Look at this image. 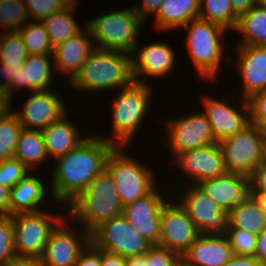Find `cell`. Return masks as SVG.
<instances>
[{
    "mask_svg": "<svg viewBox=\"0 0 266 266\" xmlns=\"http://www.w3.org/2000/svg\"><path fill=\"white\" fill-rule=\"evenodd\" d=\"M200 0H165L155 15L158 30L182 29L193 19L199 18Z\"/></svg>",
    "mask_w": 266,
    "mask_h": 266,
    "instance_id": "obj_27",
    "label": "cell"
},
{
    "mask_svg": "<svg viewBox=\"0 0 266 266\" xmlns=\"http://www.w3.org/2000/svg\"><path fill=\"white\" fill-rule=\"evenodd\" d=\"M266 266V229L257 234V245L254 256Z\"/></svg>",
    "mask_w": 266,
    "mask_h": 266,
    "instance_id": "obj_49",
    "label": "cell"
},
{
    "mask_svg": "<svg viewBox=\"0 0 266 266\" xmlns=\"http://www.w3.org/2000/svg\"><path fill=\"white\" fill-rule=\"evenodd\" d=\"M155 187L149 194L123 207V216L129 224L152 245L160 241L161 214L168 201ZM164 196V197H163Z\"/></svg>",
    "mask_w": 266,
    "mask_h": 266,
    "instance_id": "obj_17",
    "label": "cell"
},
{
    "mask_svg": "<svg viewBox=\"0 0 266 266\" xmlns=\"http://www.w3.org/2000/svg\"><path fill=\"white\" fill-rule=\"evenodd\" d=\"M95 49L88 27L53 47V67L57 72L70 75L71 82L81 71L82 65Z\"/></svg>",
    "mask_w": 266,
    "mask_h": 266,
    "instance_id": "obj_22",
    "label": "cell"
},
{
    "mask_svg": "<svg viewBox=\"0 0 266 266\" xmlns=\"http://www.w3.org/2000/svg\"><path fill=\"white\" fill-rule=\"evenodd\" d=\"M90 242L99 250L125 258L144 255L152 246L123 215L97 226L90 233Z\"/></svg>",
    "mask_w": 266,
    "mask_h": 266,
    "instance_id": "obj_10",
    "label": "cell"
},
{
    "mask_svg": "<svg viewBox=\"0 0 266 266\" xmlns=\"http://www.w3.org/2000/svg\"><path fill=\"white\" fill-rule=\"evenodd\" d=\"M179 170L185 174L192 185L217 178L227 173L223 152L219 143L183 152L173 160Z\"/></svg>",
    "mask_w": 266,
    "mask_h": 266,
    "instance_id": "obj_18",
    "label": "cell"
},
{
    "mask_svg": "<svg viewBox=\"0 0 266 266\" xmlns=\"http://www.w3.org/2000/svg\"><path fill=\"white\" fill-rule=\"evenodd\" d=\"M65 114L61 119L52 122L42 130L49 159H57L77 147L87 138L78 131L77 125L69 121ZM81 134V135H80Z\"/></svg>",
    "mask_w": 266,
    "mask_h": 266,
    "instance_id": "obj_25",
    "label": "cell"
},
{
    "mask_svg": "<svg viewBox=\"0 0 266 266\" xmlns=\"http://www.w3.org/2000/svg\"><path fill=\"white\" fill-rule=\"evenodd\" d=\"M52 58V61H51ZM53 55L44 54H28L20 68L11 77L8 88L3 93V96L11 103L13 92L16 89L26 88L30 93L35 91H48L53 84ZM50 84V85H49Z\"/></svg>",
    "mask_w": 266,
    "mask_h": 266,
    "instance_id": "obj_20",
    "label": "cell"
},
{
    "mask_svg": "<svg viewBox=\"0 0 266 266\" xmlns=\"http://www.w3.org/2000/svg\"><path fill=\"white\" fill-rule=\"evenodd\" d=\"M138 47L137 44L131 54L135 81L145 84L147 77L158 79L168 77V74L173 72L176 52L168 42H153L141 46L142 48Z\"/></svg>",
    "mask_w": 266,
    "mask_h": 266,
    "instance_id": "obj_19",
    "label": "cell"
},
{
    "mask_svg": "<svg viewBox=\"0 0 266 266\" xmlns=\"http://www.w3.org/2000/svg\"><path fill=\"white\" fill-rule=\"evenodd\" d=\"M24 0H0V28L18 31L30 21Z\"/></svg>",
    "mask_w": 266,
    "mask_h": 266,
    "instance_id": "obj_36",
    "label": "cell"
},
{
    "mask_svg": "<svg viewBox=\"0 0 266 266\" xmlns=\"http://www.w3.org/2000/svg\"><path fill=\"white\" fill-rule=\"evenodd\" d=\"M43 181L30 173L10 189V215L38 212L45 202L46 190ZM39 206V207H38Z\"/></svg>",
    "mask_w": 266,
    "mask_h": 266,
    "instance_id": "obj_26",
    "label": "cell"
},
{
    "mask_svg": "<svg viewBox=\"0 0 266 266\" xmlns=\"http://www.w3.org/2000/svg\"><path fill=\"white\" fill-rule=\"evenodd\" d=\"M101 266H126V258L101 250Z\"/></svg>",
    "mask_w": 266,
    "mask_h": 266,
    "instance_id": "obj_50",
    "label": "cell"
},
{
    "mask_svg": "<svg viewBox=\"0 0 266 266\" xmlns=\"http://www.w3.org/2000/svg\"><path fill=\"white\" fill-rule=\"evenodd\" d=\"M68 227V229H67ZM72 231L66 218L50 235L40 257L44 266H74L81 252L90 243V233L82 228Z\"/></svg>",
    "mask_w": 266,
    "mask_h": 266,
    "instance_id": "obj_15",
    "label": "cell"
},
{
    "mask_svg": "<svg viewBox=\"0 0 266 266\" xmlns=\"http://www.w3.org/2000/svg\"><path fill=\"white\" fill-rule=\"evenodd\" d=\"M0 266H44L38 257H16Z\"/></svg>",
    "mask_w": 266,
    "mask_h": 266,
    "instance_id": "obj_51",
    "label": "cell"
},
{
    "mask_svg": "<svg viewBox=\"0 0 266 266\" xmlns=\"http://www.w3.org/2000/svg\"><path fill=\"white\" fill-rule=\"evenodd\" d=\"M237 68L242 82V98L266 90V46H237Z\"/></svg>",
    "mask_w": 266,
    "mask_h": 266,
    "instance_id": "obj_21",
    "label": "cell"
},
{
    "mask_svg": "<svg viewBox=\"0 0 266 266\" xmlns=\"http://www.w3.org/2000/svg\"><path fill=\"white\" fill-rule=\"evenodd\" d=\"M126 266H146L145 254L126 258Z\"/></svg>",
    "mask_w": 266,
    "mask_h": 266,
    "instance_id": "obj_53",
    "label": "cell"
},
{
    "mask_svg": "<svg viewBox=\"0 0 266 266\" xmlns=\"http://www.w3.org/2000/svg\"><path fill=\"white\" fill-rule=\"evenodd\" d=\"M134 80L131 54L95 48L68 85L82 92H104L125 87Z\"/></svg>",
    "mask_w": 266,
    "mask_h": 266,
    "instance_id": "obj_2",
    "label": "cell"
},
{
    "mask_svg": "<svg viewBox=\"0 0 266 266\" xmlns=\"http://www.w3.org/2000/svg\"><path fill=\"white\" fill-rule=\"evenodd\" d=\"M178 266H186L182 261Z\"/></svg>",
    "mask_w": 266,
    "mask_h": 266,
    "instance_id": "obj_57",
    "label": "cell"
},
{
    "mask_svg": "<svg viewBox=\"0 0 266 266\" xmlns=\"http://www.w3.org/2000/svg\"><path fill=\"white\" fill-rule=\"evenodd\" d=\"M73 0H24L29 18L41 21L52 13L63 10Z\"/></svg>",
    "mask_w": 266,
    "mask_h": 266,
    "instance_id": "obj_40",
    "label": "cell"
},
{
    "mask_svg": "<svg viewBox=\"0 0 266 266\" xmlns=\"http://www.w3.org/2000/svg\"><path fill=\"white\" fill-rule=\"evenodd\" d=\"M53 214L40 210L11 215L14 224V248L18 257L42 256L50 235L65 219L61 214Z\"/></svg>",
    "mask_w": 266,
    "mask_h": 266,
    "instance_id": "obj_9",
    "label": "cell"
},
{
    "mask_svg": "<svg viewBox=\"0 0 266 266\" xmlns=\"http://www.w3.org/2000/svg\"><path fill=\"white\" fill-rule=\"evenodd\" d=\"M224 266H265V265L262 262L258 261L255 257L233 255V257Z\"/></svg>",
    "mask_w": 266,
    "mask_h": 266,
    "instance_id": "obj_47",
    "label": "cell"
},
{
    "mask_svg": "<svg viewBox=\"0 0 266 266\" xmlns=\"http://www.w3.org/2000/svg\"><path fill=\"white\" fill-rule=\"evenodd\" d=\"M182 28L187 30L186 49L199 75L202 79L214 81L220 73L225 44L222 40L228 30L200 18L191 20Z\"/></svg>",
    "mask_w": 266,
    "mask_h": 266,
    "instance_id": "obj_6",
    "label": "cell"
},
{
    "mask_svg": "<svg viewBox=\"0 0 266 266\" xmlns=\"http://www.w3.org/2000/svg\"><path fill=\"white\" fill-rule=\"evenodd\" d=\"M0 214L10 215V189L0 183Z\"/></svg>",
    "mask_w": 266,
    "mask_h": 266,
    "instance_id": "obj_52",
    "label": "cell"
},
{
    "mask_svg": "<svg viewBox=\"0 0 266 266\" xmlns=\"http://www.w3.org/2000/svg\"><path fill=\"white\" fill-rule=\"evenodd\" d=\"M68 214L88 233L101 223L123 214L114 179L105 168L68 206Z\"/></svg>",
    "mask_w": 266,
    "mask_h": 266,
    "instance_id": "obj_3",
    "label": "cell"
},
{
    "mask_svg": "<svg viewBox=\"0 0 266 266\" xmlns=\"http://www.w3.org/2000/svg\"><path fill=\"white\" fill-rule=\"evenodd\" d=\"M233 31L242 37L237 46H266V5L260 1L239 16Z\"/></svg>",
    "mask_w": 266,
    "mask_h": 266,
    "instance_id": "obj_28",
    "label": "cell"
},
{
    "mask_svg": "<svg viewBox=\"0 0 266 266\" xmlns=\"http://www.w3.org/2000/svg\"><path fill=\"white\" fill-rule=\"evenodd\" d=\"M250 196L257 202L259 209L266 217V194L250 193Z\"/></svg>",
    "mask_w": 266,
    "mask_h": 266,
    "instance_id": "obj_54",
    "label": "cell"
},
{
    "mask_svg": "<svg viewBox=\"0 0 266 266\" xmlns=\"http://www.w3.org/2000/svg\"><path fill=\"white\" fill-rule=\"evenodd\" d=\"M106 136L89 133L77 147L56 159L50 195L51 201L67 206L106 168L108 155L115 145ZM67 205V206H66Z\"/></svg>",
    "mask_w": 266,
    "mask_h": 266,
    "instance_id": "obj_1",
    "label": "cell"
},
{
    "mask_svg": "<svg viewBox=\"0 0 266 266\" xmlns=\"http://www.w3.org/2000/svg\"><path fill=\"white\" fill-rule=\"evenodd\" d=\"M264 131L251 122L219 145L227 172L251 177L264 161Z\"/></svg>",
    "mask_w": 266,
    "mask_h": 266,
    "instance_id": "obj_8",
    "label": "cell"
},
{
    "mask_svg": "<svg viewBox=\"0 0 266 266\" xmlns=\"http://www.w3.org/2000/svg\"><path fill=\"white\" fill-rule=\"evenodd\" d=\"M261 0H230L233 12L239 17L248 12L253 6Z\"/></svg>",
    "mask_w": 266,
    "mask_h": 266,
    "instance_id": "obj_48",
    "label": "cell"
},
{
    "mask_svg": "<svg viewBox=\"0 0 266 266\" xmlns=\"http://www.w3.org/2000/svg\"><path fill=\"white\" fill-rule=\"evenodd\" d=\"M226 99L218 100L208 94L201 99L204 107L202 112L206 115L215 141L218 143L238 133L250 123L248 101L241 97L239 101L241 106L238 108L232 103L229 104Z\"/></svg>",
    "mask_w": 266,
    "mask_h": 266,
    "instance_id": "obj_14",
    "label": "cell"
},
{
    "mask_svg": "<svg viewBox=\"0 0 266 266\" xmlns=\"http://www.w3.org/2000/svg\"><path fill=\"white\" fill-rule=\"evenodd\" d=\"M169 199L161 214L159 246L178 253L181 257L200 236L199 229L186 210L176 200Z\"/></svg>",
    "mask_w": 266,
    "mask_h": 266,
    "instance_id": "obj_13",
    "label": "cell"
},
{
    "mask_svg": "<svg viewBox=\"0 0 266 266\" xmlns=\"http://www.w3.org/2000/svg\"><path fill=\"white\" fill-rule=\"evenodd\" d=\"M234 255L255 256L257 234L241 229H228L225 233Z\"/></svg>",
    "mask_w": 266,
    "mask_h": 266,
    "instance_id": "obj_37",
    "label": "cell"
},
{
    "mask_svg": "<svg viewBox=\"0 0 266 266\" xmlns=\"http://www.w3.org/2000/svg\"><path fill=\"white\" fill-rule=\"evenodd\" d=\"M74 266H101V250L90 242L79 255Z\"/></svg>",
    "mask_w": 266,
    "mask_h": 266,
    "instance_id": "obj_43",
    "label": "cell"
},
{
    "mask_svg": "<svg viewBox=\"0 0 266 266\" xmlns=\"http://www.w3.org/2000/svg\"><path fill=\"white\" fill-rule=\"evenodd\" d=\"M18 31L23 38L28 54H53V46L41 21H28Z\"/></svg>",
    "mask_w": 266,
    "mask_h": 266,
    "instance_id": "obj_33",
    "label": "cell"
},
{
    "mask_svg": "<svg viewBox=\"0 0 266 266\" xmlns=\"http://www.w3.org/2000/svg\"><path fill=\"white\" fill-rule=\"evenodd\" d=\"M143 22L132 6L90 18L85 24L95 48L132 54L138 44Z\"/></svg>",
    "mask_w": 266,
    "mask_h": 266,
    "instance_id": "obj_5",
    "label": "cell"
},
{
    "mask_svg": "<svg viewBox=\"0 0 266 266\" xmlns=\"http://www.w3.org/2000/svg\"><path fill=\"white\" fill-rule=\"evenodd\" d=\"M264 162H266V138L264 139Z\"/></svg>",
    "mask_w": 266,
    "mask_h": 266,
    "instance_id": "obj_56",
    "label": "cell"
},
{
    "mask_svg": "<svg viewBox=\"0 0 266 266\" xmlns=\"http://www.w3.org/2000/svg\"><path fill=\"white\" fill-rule=\"evenodd\" d=\"M264 131V134H265V138H266V128L263 130Z\"/></svg>",
    "mask_w": 266,
    "mask_h": 266,
    "instance_id": "obj_58",
    "label": "cell"
},
{
    "mask_svg": "<svg viewBox=\"0 0 266 266\" xmlns=\"http://www.w3.org/2000/svg\"><path fill=\"white\" fill-rule=\"evenodd\" d=\"M11 103L0 93V118L10 110Z\"/></svg>",
    "mask_w": 266,
    "mask_h": 266,
    "instance_id": "obj_55",
    "label": "cell"
},
{
    "mask_svg": "<svg viewBox=\"0 0 266 266\" xmlns=\"http://www.w3.org/2000/svg\"><path fill=\"white\" fill-rule=\"evenodd\" d=\"M250 193L266 194V162L258 166L250 177Z\"/></svg>",
    "mask_w": 266,
    "mask_h": 266,
    "instance_id": "obj_44",
    "label": "cell"
},
{
    "mask_svg": "<svg viewBox=\"0 0 266 266\" xmlns=\"http://www.w3.org/2000/svg\"><path fill=\"white\" fill-rule=\"evenodd\" d=\"M163 1L165 0H142L141 4L134 6L133 9L145 20L148 14L151 16L152 14L156 15L158 13Z\"/></svg>",
    "mask_w": 266,
    "mask_h": 266,
    "instance_id": "obj_45",
    "label": "cell"
},
{
    "mask_svg": "<svg viewBox=\"0 0 266 266\" xmlns=\"http://www.w3.org/2000/svg\"><path fill=\"white\" fill-rule=\"evenodd\" d=\"M150 84L133 81L119 88V93L112 100V134L107 141L115 146H128L142 127L143 120L148 115L150 100L153 95ZM152 93V94H151ZM141 126V127H140Z\"/></svg>",
    "mask_w": 266,
    "mask_h": 266,
    "instance_id": "obj_4",
    "label": "cell"
},
{
    "mask_svg": "<svg viewBox=\"0 0 266 266\" xmlns=\"http://www.w3.org/2000/svg\"><path fill=\"white\" fill-rule=\"evenodd\" d=\"M233 255L225 234H200L181 260L186 266H224Z\"/></svg>",
    "mask_w": 266,
    "mask_h": 266,
    "instance_id": "obj_24",
    "label": "cell"
},
{
    "mask_svg": "<svg viewBox=\"0 0 266 266\" xmlns=\"http://www.w3.org/2000/svg\"><path fill=\"white\" fill-rule=\"evenodd\" d=\"M126 146H115L106 161V169L112 175L120 201L124 206L149 194L157 185L154 171L125 154Z\"/></svg>",
    "mask_w": 266,
    "mask_h": 266,
    "instance_id": "obj_7",
    "label": "cell"
},
{
    "mask_svg": "<svg viewBox=\"0 0 266 266\" xmlns=\"http://www.w3.org/2000/svg\"><path fill=\"white\" fill-rule=\"evenodd\" d=\"M164 125L167 127V135L169 148L175 158L177 155L203 147L215 141L211 130V125L207 120L206 115L201 112H192L183 117L171 118Z\"/></svg>",
    "mask_w": 266,
    "mask_h": 266,
    "instance_id": "obj_11",
    "label": "cell"
},
{
    "mask_svg": "<svg viewBox=\"0 0 266 266\" xmlns=\"http://www.w3.org/2000/svg\"><path fill=\"white\" fill-rule=\"evenodd\" d=\"M247 101L250 122L264 130L266 128V90L253 94Z\"/></svg>",
    "mask_w": 266,
    "mask_h": 266,
    "instance_id": "obj_42",
    "label": "cell"
},
{
    "mask_svg": "<svg viewBox=\"0 0 266 266\" xmlns=\"http://www.w3.org/2000/svg\"><path fill=\"white\" fill-rule=\"evenodd\" d=\"M145 256L146 266H178L182 261L178 253L159 245H152Z\"/></svg>",
    "mask_w": 266,
    "mask_h": 266,
    "instance_id": "obj_41",
    "label": "cell"
},
{
    "mask_svg": "<svg viewBox=\"0 0 266 266\" xmlns=\"http://www.w3.org/2000/svg\"><path fill=\"white\" fill-rule=\"evenodd\" d=\"M14 157L30 171L34 169L36 171L40 164L48 161L49 157L42 131L23 129L17 142Z\"/></svg>",
    "mask_w": 266,
    "mask_h": 266,
    "instance_id": "obj_30",
    "label": "cell"
},
{
    "mask_svg": "<svg viewBox=\"0 0 266 266\" xmlns=\"http://www.w3.org/2000/svg\"><path fill=\"white\" fill-rule=\"evenodd\" d=\"M78 4V0H73L63 10L52 13L50 16L41 20L53 47L65 42L85 27L86 24L79 26L74 19V13H76L75 10Z\"/></svg>",
    "mask_w": 266,
    "mask_h": 266,
    "instance_id": "obj_29",
    "label": "cell"
},
{
    "mask_svg": "<svg viewBox=\"0 0 266 266\" xmlns=\"http://www.w3.org/2000/svg\"><path fill=\"white\" fill-rule=\"evenodd\" d=\"M197 186L222 210L228 213L250 195V178L227 172L214 179L202 181Z\"/></svg>",
    "mask_w": 266,
    "mask_h": 266,
    "instance_id": "obj_23",
    "label": "cell"
},
{
    "mask_svg": "<svg viewBox=\"0 0 266 266\" xmlns=\"http://www.w3.org/2000/svg\"><path fill=\"white\" fill-rule=\"evenodd\" d=\"M184 196L178 199L200 234L224 235L228 230V212L222 210L197 185L186 184Z\"/></svg>",
    "mask_w": 266,
    "mask_h": 266,
    "instance_id": "obj_12",
    "label": "cell"
},
{
    "mask_svg": "<svg viewBox=\"0 0 266 266\" xmlns=\"http://www.w3.org/2000/svg\"><path fill=\"white\" fill-rule=\"evenodd\" d=\"M1 35L0 62L12 67H22L28 52L20 32L3 31Z\"/></svg>",
    "mask_w": 266,
    "mask_h": 266,
    "instance_id": "obj_35",
    "label": "cell"
},
{
    "mask_svg": "<svg viewBox=\"0 0 266 266\" xmlns=\"http://www.w3.org/2000/svg\"><path fill=\"white\" fill-rule=\"evenodd\" d=\"M16 257L12 216L0 214V265L7 264Z\"/></svg>",
    "mask_w": 266,
    "mask_h": 266,
    "instance_id": "obj_38",
    "label": "cell"
},
{
    "mask_svg": "<svg viewBox=\"0 0 266 266\" xmlns=\"http://www.w3.org/2000/svg\"><path fill=\"white\" fill-rule=\"evenodd\" d=\"M10 110L0 118V161L14 157L17 142L23 126L17 116Z\"/></svg>",
    "mask_w": 266,
    "mask_h": 266,
    "instance_id": "obj_34",
    "label": "cell"
},
{
    "mask_svg": "<svg viewBox=\"0 0 266 266\" xmlns=\"http://www.w3.org/2000/svg\"><path fill=\"white\" fill-rule=\"evenodd\" d=\"M67 110L64 99L57 92L48 90L31 92L21 109L12 112L17 116L23 129L42 131L52 122L68 114Z\"/></svg>",
    "mask_w": 266,
    "mask_h": 266,
    "instance_id": "obj_16",
    "label": "cell"
},
{
    "mask_svg": "<svg viewBox=\"0 0 266 266\" xmlns=\"http://www.w3.org/2000/svg\"><path fill=\"white\" fill-rule=\"evenodd\" d=\"M228 219V229H241L253 234L266 229V217L250 195L228 213Z\"/></svg>",
    "mask_w": 266,
    "mask_h": 266,
    "instance_id": "obj_31",
    "label": "cell"
},
{
    "mask_svg": "<svg viewBox=\"0 0 266 266\" xmlns=\"http://www.w3.org/2000/svg\"><path fill=\"white\" fill-rule=\"evenodd\" d=\"M199 18L216 23L228 31L234 30L238 20L230 0H200Z\"/></svg>",
    "mask_w": 266,
    "mask_h": 266,
    "instance_id": "obj_32",
    "label": "cell"
},
{
    "mask_svg": "<svg viewBox=\"0 0 266 266\" xmlns=\"http://www.w3.org/2000/svg\"><path fill=\"white\" fill-rule=\"evenodd\" d=\"M22 67H12L0 62V76L4 81L0 83V93L3 94L10 83L11 77Z\"/></svg>",
    "mask_w": 266,
    "mask_h": 266,
    "instance_id": "obj_46",
    "label": "cell"
},
{
    "mask_svg": "<svg viewBox=\"0 0 266 266\" xmlns=\"http://www.w3.org/2000/svg\"><path fill=\"white\" fill-rule=\"evenodd\" d=\"M30 170L16 157L0 161V183L9 189L17 185Z\"/></svg>",
    "mask_w": 266,
    "mask_h": 266,
    "instance_id": "obj_39",
    "label": "cell"
}]
</instances>
